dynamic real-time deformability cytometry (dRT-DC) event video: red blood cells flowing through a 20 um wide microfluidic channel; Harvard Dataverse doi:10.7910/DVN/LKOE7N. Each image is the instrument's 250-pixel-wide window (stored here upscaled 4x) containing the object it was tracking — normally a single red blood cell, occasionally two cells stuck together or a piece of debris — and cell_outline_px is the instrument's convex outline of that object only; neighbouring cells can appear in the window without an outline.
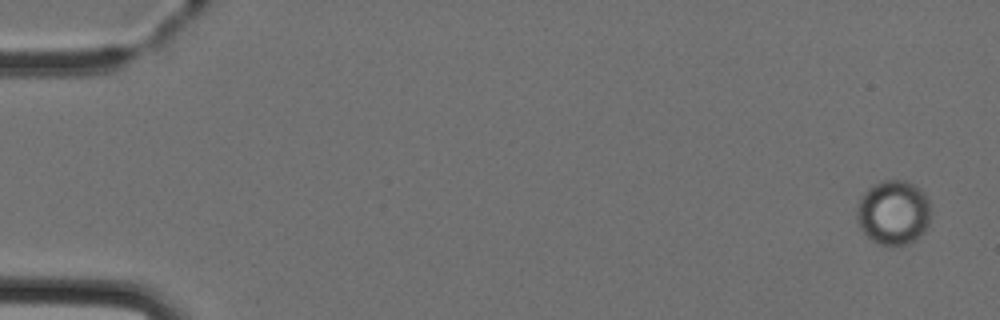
{"species": "Egyptian fruit bat (a non-hibernating species)", "species_latin": "Rousettus aegyptiacus", "temperature_condition": "cold", "stored_images_in_passage": 4, "camera_frame_rate_fps": 3000, "um_per_image_px": 0.085, "animal": {"sex": "female"}, "frame": {"image": 1, "passage_image": 1, "time_ms": 0.0, "image_size_px": [1000, 320], "cell_outline_px": [[928, 224], [924, 232], [916, 240], [904, 244], [880, 244], [872, 240], [860, 228], [856, 220], [856, 204], [860, 196], [872, 184], [880, 180], [908, 180], [920, 188], [924, 192], [928, 200]], "centroid_in_image_um": [75.9, 18.02], "position_along_channel_um": 9.1, "area_um2": 27.98}}